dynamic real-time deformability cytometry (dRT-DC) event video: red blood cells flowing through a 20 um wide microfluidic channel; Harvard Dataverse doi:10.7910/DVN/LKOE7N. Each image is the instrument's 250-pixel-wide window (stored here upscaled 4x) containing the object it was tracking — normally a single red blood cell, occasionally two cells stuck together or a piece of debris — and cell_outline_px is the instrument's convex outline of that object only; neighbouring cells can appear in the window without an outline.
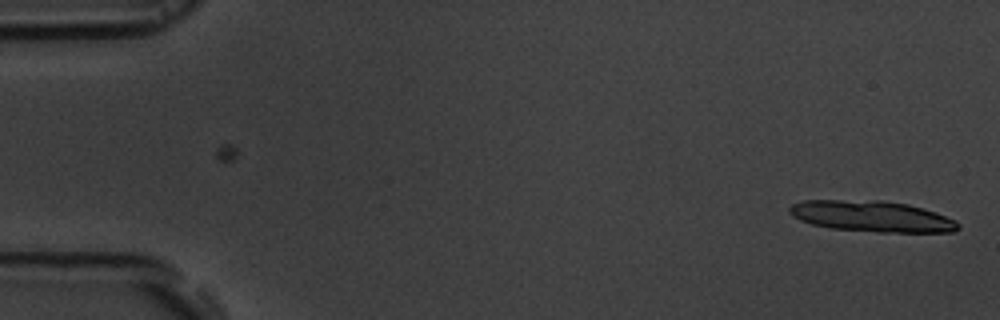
{"species": "common noctule bat (a hibernating species)", "species_latin": "Nyctalus noctula", "temperature_condition": "room temperature", "stored_images_in_passage": 15, "camera_frame_rate_fps": 3000, "um_per_image_px": 0.085, "animal": {"sex": "male", "body_mass_g": 19.5, "forearm_length_mm": 54.6}, "frame": {"image": 1, "passage_image": 1, "time_ms": 0.0, "image_size_px": [1000, 320], "cell_outline_px": [[960, 228], [956, 232], [880, 232], [832, 228], [812, 224], [800, 220], [792, 216], [788, 212], [788, 208], [792, 204], [804, 200], [880, 200], [908, 204], [924, 208], [936, 212], [956, 220], [960, 224]], "centroid_in_image_um": [74.13, 18.38], "position_along_channel_um": 10.9, "area_um2": 30.69}}